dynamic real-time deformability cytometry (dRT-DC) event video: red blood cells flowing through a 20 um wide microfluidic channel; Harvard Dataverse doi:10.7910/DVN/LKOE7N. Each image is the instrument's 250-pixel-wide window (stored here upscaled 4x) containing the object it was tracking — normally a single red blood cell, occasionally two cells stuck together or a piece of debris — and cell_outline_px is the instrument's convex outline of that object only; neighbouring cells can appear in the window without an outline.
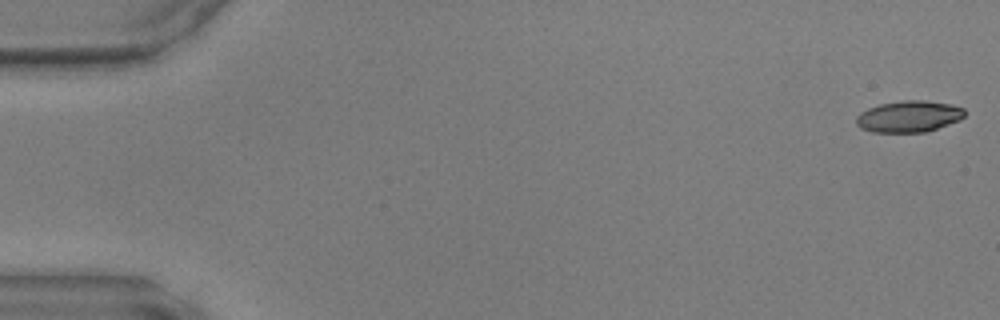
{"species": "common noctule bat (a hibernating species)", "species_latin": "Nyctalus noctula", "temperature_condition": "warm", "stored_images_in_passage": 13, "camera_frame_rate_fps": 3000, "um_per_image_px": 0.085, "animal": {"sex": "male", "body_mass_g": 17.9, "forearm_length_mm": 54.2}, "frame": {"image": 1, "passage_image": 1, "time_ms": 0.0, "image_size_px": [1000, 320], "cell_outline_px": [[964, 116], [960, 120], [924, 132], [872, 132], [860, 128], [856, 124], [856, 116], [860, 112], [868, 108], [880, 104], [904, 100], [924, 100], [952, 104], [964, 108]], "centroid_in_image_um": [77.23, 9.89], "position_along_channel_um": 7.8, "area_um2": 19.88}}
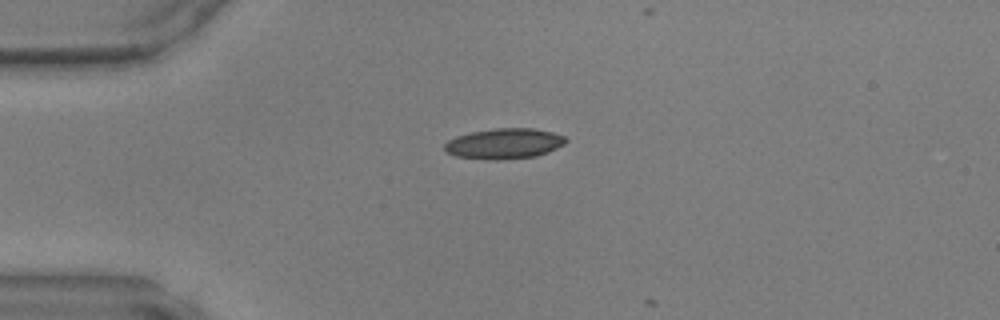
{"frame": {"image": 2, "passage_image": 12, "time_ms": 3.667, "image_size_px": [1000, 320], "cell_outline_px": [[568, 140], [564, 144], [548, 152], [536, 156], [504, 160], [488, 160], [456, 156], [444, 152], [444, 144], [448, 140], [456, 136], [472, 132], [496, 128], [532, 128], [552, 132], [564, 136]], "centroid_in_image_um": [42.84, 12.22], "position_along_channel_um": 42.2, "area_um2": 21.68}}